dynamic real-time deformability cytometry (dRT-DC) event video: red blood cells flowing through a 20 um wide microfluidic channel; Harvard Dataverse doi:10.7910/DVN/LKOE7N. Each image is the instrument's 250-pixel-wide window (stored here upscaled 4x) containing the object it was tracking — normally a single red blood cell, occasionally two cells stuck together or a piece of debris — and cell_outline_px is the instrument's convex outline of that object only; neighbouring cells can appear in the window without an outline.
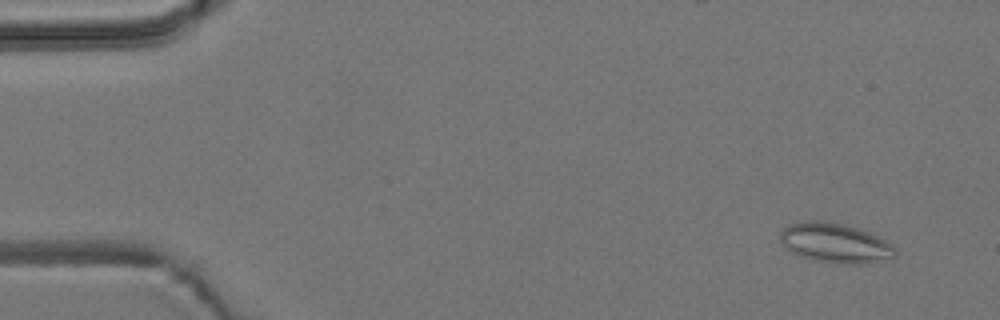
{"species": "common noctule bat (a hibernating species)", "species_latin": "Nyctalus noctula", "temperature_condition": "room temperature", "stored_images_in_passage": 56, "camera_frame_rate_fps": 3000, "um_per_image_px": 0.085, "animal": {"sex": "male", "body_mass_g": 19.2, "forearm_length_mm": 51.8}, "frame": {"image": 1, "passage_image": 4, "time_ms": 1.0, "image_size_px": [1000, 320], "cell_outline_px": [[896, 256], [860, 264], [852, 264], [820, 260], [800, 256], [792, 252], [780, 240], [780, 232], [784, 228], [792, 224], [812, 220], [824, 220], [856, 228], [868, 232], [892, 244], [896, 248]], "centroid_in_image_um": [70.99, 20.64], "position_along_channel_um": 14.0, "area_um2": 25.78}}
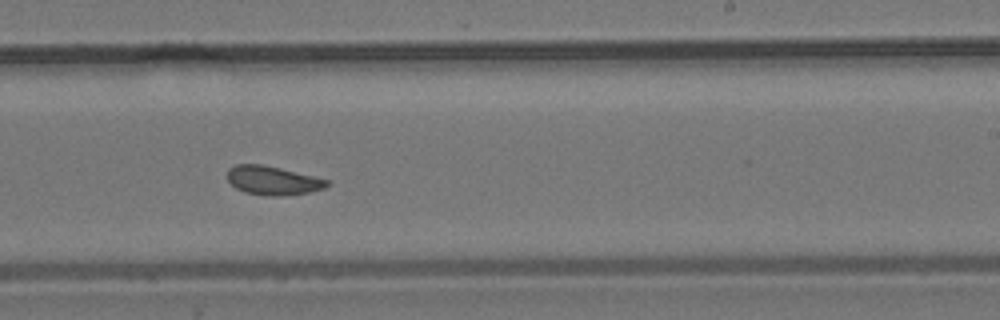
{"frame": {"image": 2, "passage_image": 34, "time_ms": 11.0, "image_size_px": [1000, 320], "cell_outline_px": [[328, 184], [324, 188], [308, 192], [280, 196], [272, 196], [244, 192], [236, 188], [228, 180], [228, 168], [236, 164], [260, 164], [280, 168], [328, 180]], "centroid_in_image_um": [23.14, 15.34], "position_along_channel_um": 265.9, "area_um2": 16.42}}
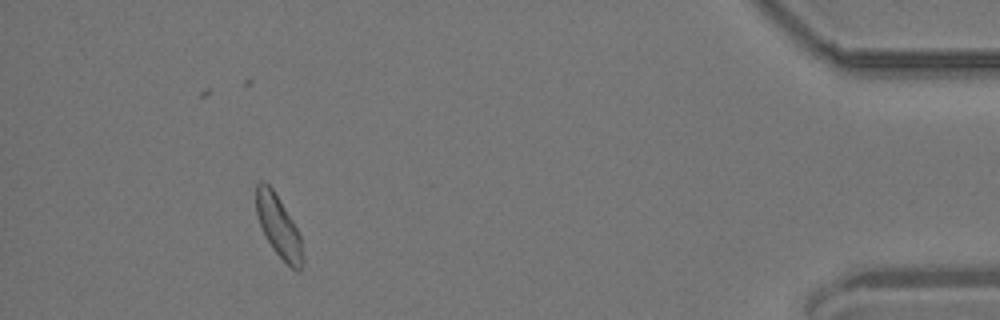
{"frame": {"image": 3, "passage_image": 51, "time_ms": 16.667, "image_size_px": [1000, 320], "cell_outline_px": [[304, 264], [300, 272], [296, 272], [272, 248], [260, 224], [256, 212], [256, 184], [260, 180], [264, 180], [272, 188], [292, 220], [300, 236], [304, 260]], "centroid_in_image_um": [23.69, 19.26], "position_along_channel_um": 411.5, "area_um2": 16.53}, "authors_computed_cell_mechanics": {"area_um2": 17.2533, "velocity_mm_per_s": 3.6901, "shape_relaxation_time_tau1_ms": null, "shape_relaxation_time_tau2_ms": 3.2538, "deformation_change_tau1": null, "deformation_change_tau2": 0.0842}}